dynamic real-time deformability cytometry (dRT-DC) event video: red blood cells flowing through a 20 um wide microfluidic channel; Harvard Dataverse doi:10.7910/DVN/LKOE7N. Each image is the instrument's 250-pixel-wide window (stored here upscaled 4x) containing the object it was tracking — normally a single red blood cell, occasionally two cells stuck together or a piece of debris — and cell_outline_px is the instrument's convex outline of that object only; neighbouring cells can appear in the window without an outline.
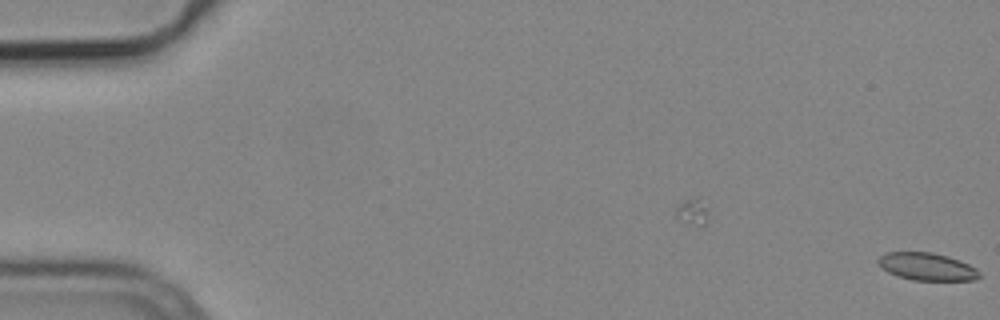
{"species": "common noctule bat (a hibernating species)", "species_latin": "Nyctalus noctula", "temperature_condition": "cold", "stored_images_in_passage": 11, "camera_frame_rate_fps": 3000, "um_per_image_px": 0.085, "animal": {"sex": "male", "body_mass_g": 19.2, "forearm_length_mm": 51.8}, "frame": {"image": 1, "passage_image": 11, "time_ms": 3.333, "image_size_px": [1000, 320], "cell_outline_px": [[980, 276], [976, 280], [912, 280], [896, 276], [888, 272], [876, 260], [884, 252], [932, 252], [948, 256], [960, 260], [976, 268], [980, 272]], "centroid_in_image_um": [78.8, 22.66], "position_along_channel_um": 6.2, "area_um2": 16.3}}